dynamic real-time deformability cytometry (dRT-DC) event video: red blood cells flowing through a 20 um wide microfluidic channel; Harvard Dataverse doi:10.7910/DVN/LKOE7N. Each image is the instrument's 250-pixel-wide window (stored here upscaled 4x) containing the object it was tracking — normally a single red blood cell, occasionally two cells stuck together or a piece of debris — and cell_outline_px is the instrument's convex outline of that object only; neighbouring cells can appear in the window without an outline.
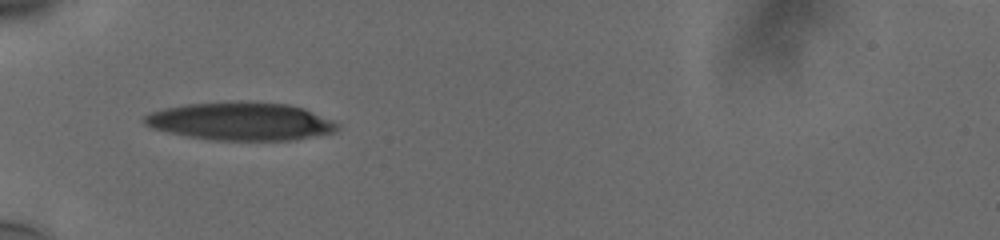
{"species": "human", "species_latin": "Homo sapiens", "temperature_condition": "cold", "stored_images_in_passage": 37, "camera_frame_rate_fps": 3000, "um_per_image_px": 0.085, "donor": {"sex": "male"}, "frame": {"image": 1, "passage_image": 1, "time_ms": 0.0, "image_size_px": [1000, 240], "cell_outline_px": [[340, 128], [332, 132], [296, 140], [216, 140], [188, 136], [152, 128], [144, 124], [144, 116], [152, 112], [164, 108], [184, 104], [228, 100], [240, 100], [288, 104], [304, 108], [336, 124]], "centroid_in_image_um": [20.42, 10.29], "position_along_channel_um": 64.6, "area_um2": 42.71}}
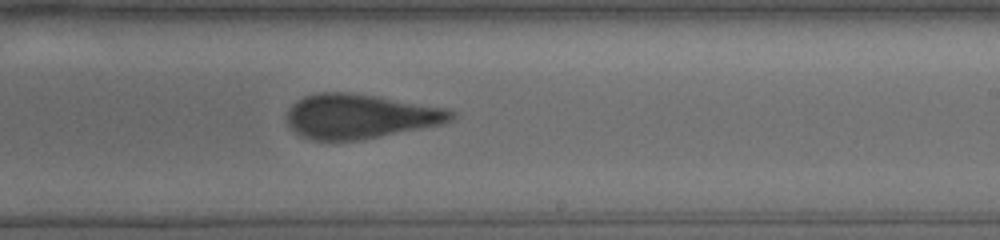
{"frame": {"image": 2, "passage_image": 17, "time_ms": 5.333, "image_size_px": [1000, 240], "cell_outline_px": [[456, 116], [452, 120], [440, 124], [360, 140], [312, 140], [300, 136], [288, 124], [288, 108], [296, 100], [304, 96], [320, 92], [348, 92], [444, 108], [452, 112]], "centroid_in_image_um": [30.53, 9.89], "position_along_channel_um": 258.5, "area_um2": 41.91}}
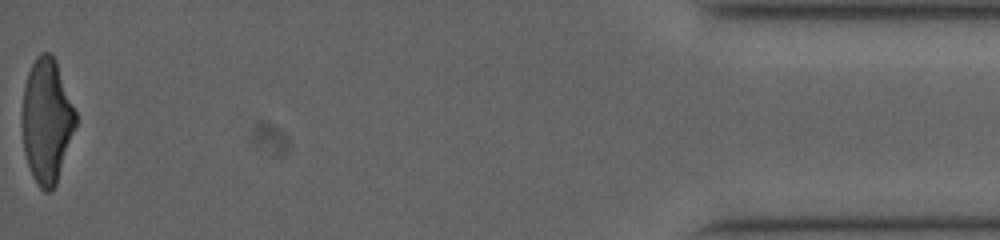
{"frame": {"image": 3, "passage_image": 37, "time_ms": 12.0, "image_size_px": [1000, 240], "cell_outline_px": [[76, 124], [56, 184], [48, 192], [44, 192], [36, 184], [32, 176], [24, 152], [20, 124], [20, 116], [24, 84], [28, 72], [36, 56], [40, 52], [52, 52], [56, 60], [76, 112]], "centroid_in_image_um": [3.93, 10.24], "position_along_channel_um": 431.3, "area_um2": 39.25}, "authors_computed_cell_mechanics": {"area_um2": 42.194, "velocity_mm_per_s": 3.7844, "shape_relaxation_time_tau1_ms": 5.2744, "shape_relaxation_time_tau2_ms": 1.5754, "deformation_change_tau1": 0.1999, "deformation_change_tau2": 0.104}}